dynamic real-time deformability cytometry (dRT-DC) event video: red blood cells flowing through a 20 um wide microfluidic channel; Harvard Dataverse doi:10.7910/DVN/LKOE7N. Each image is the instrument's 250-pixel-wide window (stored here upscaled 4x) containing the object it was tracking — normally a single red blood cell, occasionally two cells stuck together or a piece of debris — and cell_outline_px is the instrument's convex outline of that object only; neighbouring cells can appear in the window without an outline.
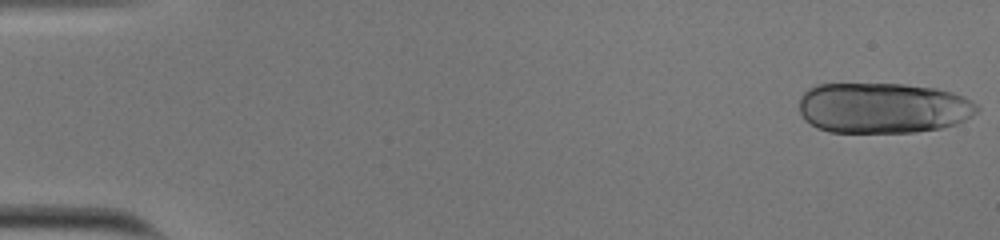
{"species": "human", "species_latin": "Homo sapiens", "temperature_condition": "cold", "stored_images_in_passage": 53, "segment_of_instrument_passage": [1, 2], "camera_frame_rate_fps": 3000, "um_per_image_px": 0.085, "donor": {"sex": "male"}, "frame": {"image": 1, "passage_image": 1, "time_ms": 0.0, "image_size_px": [1000, 240], "cell_outline_px": [[980, 108], [976, 112], [964, 120], [956, 124], [940, 128], [916, 132], [828, 132], [816, 128], [804, 120], [800, 112], [800, 96], [808, 88], [816, 84], [904, 84], [936, 88], [952, 92], [964, 96], [972, 100]], "centroid_in_image_um": [75.04, 9.17], "position_along_channel_um": 10.0, "area_um2": 52.89}}
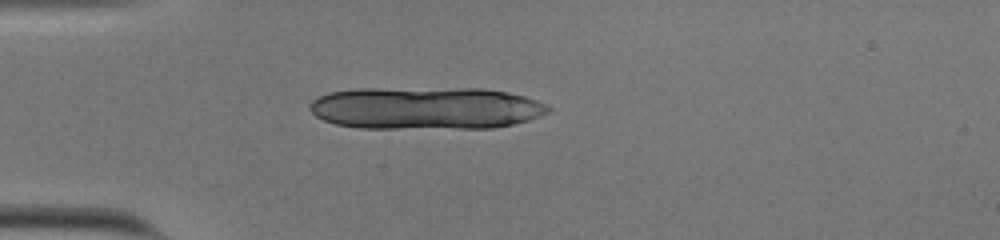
{"frame": {"image": 2, "passage_image": 15, "time_ms": 4.667, "image_size_px": [1000, 240], "cell_outline_px": [[552, 108], [548, 112], [528, 120], [496, 128], [360, 128], [336, 124], [324, 120], [316, 116], [308, 108], [308, 104], [316, 96], [328, 92], [356, 88], [484, 88], [508, 92], [524, 96], [548, 104]], "centroid_in_image_um": [36.16, 9.18], "position_along_channel_um": 48.8, "area_um2": 59.71}}